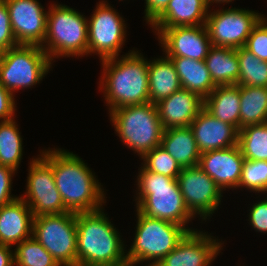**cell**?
Returning <instances> with one entry per match:
<instances>
[{
  "label": "cell",
  "mask_w": 267,
  "mask_h": 266,
  "mask_svg": "<svg viewBox=\"0 0 267 266\" xmlns=\"http://www.w3.org/2000/svg\"><path fill=\"white\" fill-rule=\"evenodd\" d=\"M40 154L51 164L55 185L69 212H91L104 208V188L82 158L60 148L45 149Z\"/></svg>",
  "instance_id": "1"
},
{
  "label": "cell",
  "mask_w": 267,
  "mask_h": 266,
  "mask_svg": "<svg viewBox=\"0 0 267 266\" xmlns=\"http://www.w3.org/2000/svg\"><path fill=\"white\" fill-rule=\"evenodd\" d=\"M139 52L130 50L121 57L101 60L99 87L104 92L108 111L150 102L149 61Z\"/></svg>",
  "instance_id": "2"
},
{
  "label": "cell",
  "mask_w": 267,
  "mask_h": 266,
  "mask_svg": "<svg viewBox=\"0 0 267 266\" xmlns=\"http://www.w3.org/2000/svg\"><path fill=\"white\" fill-rule=\"evenodd\" d=\"M103 209L76 213L77 266H128L127 245Z\"/></svg>",
  "instance_id": "3"
},
{
  "label": "cell",
  "mask_w": 267,
  "mask_h": 266,
  "mask_svg": "<svg viewBox=\"0 0 267 266\" xmlns=\"http://www.w3.org/2000/svg\"><path fill=\"white\" fill-rule=\"evenodd\" d=\"M136 185V209L147 217L166 220L187 227L195 217L189 212L177 178L139 168ZM138 192V193H137Z\"/></svg>",
  "instance_id": "4"
},
{
  "label": "cell",
  "mask_w": 267,
  "mask_h": 266,
  "mask_svg": "<svg viewBox=\"0 0 267 266\" xmlns=\"http://www.w3.org/2000/svg\"><path fill=\"white\" fill-rule=\"evenodd\" d=\"M46 35L41 48L51 61L88 55V21L84 14L63 5L48 7Z\"/></svg>",
  "instance_id": "5"
},
{
  "label": "cell",
  "mask_w": 267,
  "mask_h": 266,
  "mask_svg": "<svg viewBox=\"0 0 267 266\" xmlns=\"http://www.w3.org/2000/svg\"><path fill=\"white\" fill-rule=\"evenodd\" d=\"M137 224L133 243L126 251L128 266L149 262L156 266L189 232L184 226L166 220L147 217L137 209ZM147 266V265H145Z\"/></svg>",
  "instance_id": "6"
},
{
  "label": "cell",
  "mask_w": 267,
  "mask_h": 266,
  "mask_svg": "<svg viewBox=\"0 0 267 266\" xmlns=\"http://www.w3.org/2000/svg\"><path fill=\"white\" fill-rule=\"evenodd\" d=\"M110 122L120 140L140 158L161 145L164 127L156 104L124 106L109 111Z\"/></svg>",
  "instance_id": "7"
},
{
  "label": "cell",
  "mask_w": 267,
  "mask_h": 266,
  "mask_svg": "<svg viewBox=\"0 0 267 266\" xmlns=\"http://www.w3.org/2000/svg\"><path fill=\"white\" fill-rule=\"evenodd\" d=\"M52 64L40 46L17 45L0 54V84L14 95L39 83Z\"/></svg>",
  "instance_id": "8"
},
{
  "label": "cell",
  "mask_w": 267,
  "mask_h": 266,
  "mask_svg": "<svg viewBox=\"0 0 267 266\" xmlns=\"http://www.w3.org/2000/svg\"><path fill=\"white\" fill-rule=\"evenodd\" d=\"M32 237L60 266H77L76 213L65 212L34 217Z\"/></svg>",
  "instance_id": "9"
},
{
  "label": "cell",
  "mask_w": 267,
  "mask_h": 266,
  "mask_svg": "<svg viewBox=\"0 0 267 266\" xmlns=\"http://www.w3.org/2000/svg\"><path fill=\"white\" fill-rule=\"evenodd\" d=\"M88 21V55H99L100 60L118 57L125 43V20L107 1L96 5Z\"/></svg>",
  "instance_id": "10"
},
{
  "label": "cell",
  "mask_w": 267,
  "mask_h": 266,
  "mask_svg": "<svg viewBox=\"0 0 267 266\" xmlns=\"http://www.w3.org/2000/svg\"><path fill=\"white\" fill-rule=\"evenodd\" d=\"M264 14L236 7L209 11L206 29L212 46L241 48Z\"/></svg>",
  "instance_id": "11"
},
{
  "label": "cell",
  "mask_w": 267,
  "mask_h": 266,
  "mask_svg": "<svg viewBox=\"0 0 267 266\" xmlns=\"http://www.w3.org/2000/svg\"><path fill=\"white\" fill-rule=\"evenodd\" d=\"M38 156L30 160L26 191L20 197L34 217L69 212L55 185L51 164L41 154Z\"/></svg>",
  "instance_id": "12"
},
{
  "label": "cell",
  "mask_w": 267,
  "mask_h": 266,
  "mask_svg": "<svg viewBox=\"0 0 267 266\" xmlns=\"http://www.w3.org/2000/svg\"><path fill=\"white\" fill-rule=\"evenodd\" d=\"M180 191L189 212L202 221L210 219L221 204L223 191L198 165L182 168L177 177Z\"/></svg>",
  "instance_id": "13"
},
{
  "label": "cell",
  "mask_w": 267,
  "mask_h": 266,
  "mask_svg": "<svg viewBox=\"0 0 267 266\" xmlns=\"http://www.w3.org/2000/svg\"><path fill=\"white\" fill-rule=\"evenodd\" d=\"M12 32L18 45L42 46L46 35L47 15L38 0H4Z\"/></svg>",
  "instance_id": "14"
},
{
  "label": "cell",
  "mask_w": 267,
  "mask_h": 266,
  "mask_svg": "<svg viewBox=\"0 0 267 266\" xmlns=\"http://www.w3.org/2000/svg\"><path fill=\"white\" fill-rule=\"evenodd\" d=\"M155 29V30H154ZM166 56H179L205 60L212 47L205 24L199 26H178L153 28Z\"/></svg>",
  "instance_id": "15"
},
{
  "label": "cell",
  "mask_w": 267,
  "mask_h": 266,
  "mask_svg": "<svg viewBox=\"0 0 267 266\" xmlns=\"http://www.w3.org/2000/svg\"><path fill=\"white\" fill-rule=\"evenodd\" d=\"M222 245L211 233L191 231L156 266H210Z\"/></svg>",
  "instance_id": "16"
},
{
  "label": "cell",
  "mask_w": 267,
  "mask_h": 266,
  "mask_svg": "<svg viewBox=\"0 0 267 266\" xmlns=\"http://www.w3.org/2000/svg\"><path fill=\"white\" fill-rule=\"evenodd\" d=\"M245 158L239 145L201 153L198 166L222 190L238 189Z\"/></svg>",
  "instance_id": "17"
},
{
  "label": "cell",
  "mask_w": 267,
  "mask_h": 266,
  "mask_svg": "<svg viewBox=\"0 0 267 266\" xmlns=\"http://www.w3.org/2000/svg\"><path fill=\"white\" fill-rule=\"evenodd\" d=\"M189 127L194 134L200 153L238 145L239 130L235 126L215 118L204 108Z\"/></svg>",
  "instance_id": "18"
},
{
  "label": "cell",
  "mask_w": 267,
  "mask_h": 266,
  "mask_svg": "<svg viewBox=\"0 0 267 266\" xmlns=\"http://www.w3.org/2000/svg\"><path fill=\"white\" fill-rule=\"evenodd\" d=\"M156 107L164 130L188 127L204 108V99L192 91L181 88L156 103Z\"/></svg>",
  "instance_id": "19"
},
{
  "label": "cell",
  "mask_w": 267,
  "mask_h": 266,
  "mask_svg": "<svg viewBox=\"0 0 267 266\" xmlns=\"http://www.w3.org/2000/svg\"><path fill=\"white\" fill-rule=\"evenodd\" d=\"M33 218L30 207L20 196L0 207V244L13 247L31 238Z\"/></svg>",
  "instance_id": "20"
},
{
  "label": "cell",
  "mask_w": 267,
  "mask_h": 266,
  "mask_svg": "<svg viewBox=\"0 0 267 266\" xmlns=\"http://www.w3.org/2000/svg\"><path fill=\"white\" fill-rule=\"evenodd\" d=\"M209 10L206 0H170L149 25L151 28L204 25Z\"/></svg>",
  "instance_id": "21"
},
{
  "label": "cell",
  "mask_w": 267,
  "mask_h": 266,
  "mask_svg": "<svg viewBox=\"0 0 267 266\" xmlns=\"http://www.w3.org/2000/svg\"><path fill=\"white\" fill-rule=\"evenodd\" d=\"M173 62L182 88L207 98L216 88L205 60H195L179 56H167Z\"/></svg>",
  "instance_id": "22"
},
{
  "label": "cell",
  "mask_w": 267,
  "mask_h": 266,
  "mask_svg": "<svg viewBox=\"0 0 267 266\" xmlns=\"http://www.w3.org/2000/svg\"><path fill=\"white\" fill-rule=\"evenodd\" d=\"M204 109L240 130V85H218L204 99Z\"/></svg>",
  "instance_id": "23"
},
{
  "label": "cell",
  "mask_w": 267,
  "mask_h": 266,
  "mask_svg": "<svg viewBox=\"0 0 267 266\" xmlns=\"http://www.w3.org/2000/svg\"><path fill=\"white\" fill-rule=\"evenodd\" d=\"M182 168L197 166L200 151L191 128L179 127L166 129L163 132L161 145Z\"/></svg>",
  "instance_id": "24"
},
{
  "label": "cell",
  "mask_w": 267,
  "mask_h": 266,
  "mask_svg": "<svg viewBox=\"0 0 267 266\" xmlns=\"http://www.w3.org/2000/svg\"><path fill=\"white\" fill-rule=\"evenodd\" d=\"M149 97L152 104L168 98L182 88L173 62L166 55L149 59L148 65Z\"/></svg>",
  "instance_id": "25"
},
{
  "label": "cell",
  "mask_w": 267,
  "mask_h": 266,
  "mask_svg": "<svg viewBox=\"0 0 267 266\" xmlns=\"http://www.w3.org/2000/svg\"><path fill=\"white\" fill-rule=\"evenodd\" d=\"M205 63L217 86L237 85L239 60L236 48L212 46L205 58Z\"/></svg>",
  "instance_id": "26"
},
{
  "label": "cell",
  "mask_w": 267,
  "mask_h": 266,
  "mask_svg": "<svg viewBox=\"0 0 267 266\" xmlns=\"http://www.w3.org/2000/svg\"><path fill=\"white\" fill-rule=\"evenodd\" d=\"M267 122V87L240 86V129Z\"/></svg>",
  "instance_id": "27"
},
{
  "label": "cell",
  "mask_w": 267,
  "mask_h": 266,
  "mask_svg": "<svg viewBox=\"0 0 267 266\" xmlns=\"http://www.w3.org/2000/svg\"><path fill=\"white\" fill-rule=\"evenodd\" d=\"M15 118L0 121V165L18 171L23 156V138Z\"/></svg>",
  "instance_id": "28"
},
{
  "label": "cell",
  "mask_w": 267,
  "mask_h": 266,
  "mask_svg": "<svg viewBox=\"0 0 267 266\" xmlns=\"http://www.w3.org/2000/svg\"><path fill=\"white\" fill-rule=\"evenodd\" d=\"M238 145L245 159L267 161V122L241 128Z\"/></svg>",
  "instance_id": "29"
},
{
  "label": "cell",
  "mask_w": 267,
  "mask_h": 266,
  "mask_svg": "<svg viewBox=\"0 0 267 266\" xmlns=\"http://www.w3.org/2000/svg\"><path fill=\"white\" fill-rule=\"evenodd\" d=\"M240 86L267 87V61H262L244 47L237 48Z\"/></svg>",
  "instance_id": "30"
},
{
  "label": "cell",
  "mask_w": 267,
  "mask_h": 266,
  "mask_svg": "<svg viewBox=\"0 0 267 266\" xmlns=\"http://www.w3.org/2000/svg\"><path fill=\"white\" fill-rule=\"evenodd\" d=\"M14 266H60L52 255L33 237L16 245Z\"/></svg>",
  "instance_id": "31"
},
{
  "label": "cell",
  "mask_w": 267,
  "mask_h": 266,
  "mask_svg": "<svg viewBox=\"0 0 267 266\" xmlns=\"http://www.w3.org/2000/svg\"><path fill=\"white\" fill-rule=\"evenodd\" d=\"M141 160H143L144 164L141 165L145 170L171 178H177L182 170L178 162L161 146L145 153Z\"/></svg>",
  "instance_id": "32"
},
{
  "label": "cell",
  "mask_w": 267,
  "mask_h": 266,
  "mask_svg": "<svg viewBox=\"0 0 267 266\" xmlns=\"http://www.w3.org/2000/svg\"><path fill=\"white\" fill-rule=\"evenodd\" d=\"M244 187L253 193H267V161L244 160L238 188Z\"/></svg>",
  "instance_id": "33"
},
{
  "label": "cell",
  "mask_w": 267,
  "mask_h": 266,
  "mask_svg": "<svg viewBox=\"0 0 267 266\" xmlns=\"http://www.w3.org/2000/svg\"><path fill=\"white\" fill-rule=\"evenodd\" d=\"M244 48L262 61H267V18L263 16L254 26Z\"/></svg>",
  "instance_id": "34"
},
{
  "label": "cell",
  "mask_w": 267,
  "mask_h": 266,
  "mask_svg": "<svg viewBox=\"0 0 267 266\" xmlns=\"http://www.w3.org/2000/svg\"><path fill=\"white\" fill-rule=\"evenodd\" d=\"M17 45L6 3L4 0H0V54Z\"/></svg>",
  "instance_id": "35"
},
{
  "label": "cell",
  "mask_w": 267,
  "mask_h": 266,
  "mask_svg": "<svg viewBox=\"0 0 267 266\" xmlns=\"http://www.w3.org/2000/svg\"><path fill=\"white\" fill-rule=\"evenodd\" d=\"M249 224L256 232L267 233V197L257 201L249 210Z\"/></svg>",
  "instance_id": "36"
},
{
  "label": "cell",
  "mask_w": 267,
  "mask_h": 266,
  "mask_svg": "<svg viewBox=\"0 0 267 266\" xmlns=\"http://www.w3.org/2000/svg\"><path fill=\"white\" fill-rule=\"evenodd\" d=\"M15 173L14 169L0 165V207L19 197L11 194L12 179Z\"/></svg>",
  "instance_id": "37"
},
{
  "label": "cell",
  "mask_w": 267,
  "mask_h": 266,
  "mask_svg": "<svg viewBox=\"0 0 267 266\" xmlns=\"http://www.w3.org/2000/svg\"><path fill=\"white\" fill-rule=\"evenodd\" d=\"M15 95L0 84V121H8L15 118Z\"/></svg>",
  "instance_id": "38"
},
{
  "label": "cell",
  "mask_w": 267,
  "mask_h": 266,
  "mask_svg": "<svg viewBox=\"0 0 267 266\" xmlns=\"http://www.w3.org/2000/svg\"><path fill=\"white\" fill-rule=\"evenodd\" d=\"M170 0H145V20L148 25L166 8Z\"/></svg>",
  "instance_id": "39"
},
{
  "label": "cell",
  "mask_w": 267,
  "mask_h": 266,
  "mask_svg": "<svg viewBox=\"0 0 267 266\" xmlns=\"http://www.w3.org/2000/svg\"><path fill=\"white\" fill-rule=\"evenodd\" d=\"M12 247L0 244V266H14Z\"/></svg>",
  "instance_id": "40"
},
{
  "label": "cell",
  "mask_w": 267,
  "mask_h": 266,
  "mask_svg": "<svg viewBox=\"0 0 267 266\" xmlns=\"http://www.w3.org/2000/svg\"><path fill=\"white\" fill-rule=\"evenodd\" d=\"M232 1H234V0H206L209 8H210V5L212 6L214 3H216V4L228 3L229 4Z\"/></svg>",
  "instance_id": "41"
}]
</instances>
